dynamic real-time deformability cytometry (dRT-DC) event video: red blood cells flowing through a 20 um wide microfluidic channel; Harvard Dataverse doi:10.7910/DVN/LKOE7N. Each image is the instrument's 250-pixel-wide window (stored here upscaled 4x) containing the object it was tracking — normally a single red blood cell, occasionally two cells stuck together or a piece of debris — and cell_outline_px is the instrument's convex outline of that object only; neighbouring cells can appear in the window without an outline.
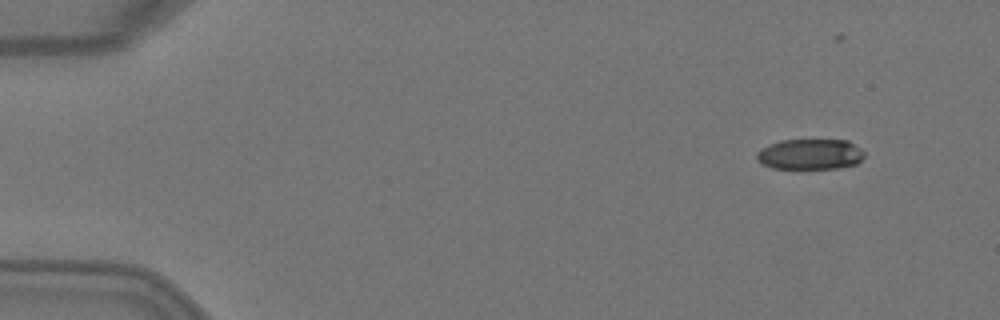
{"species": "Egyptian fruit bat (a non-hibernating species)", "species_latin": "Rousettus aegyptiacus", "temperature_condition": "warm", "stored_images_in_passage": 5, "segment_of_instrument_passage": [1, 2], "camera_frame_rate_fps": 3000, "um_per_image_px": 0.085, "animal": {"sex": "female"}, "frame": {"image": 1, "passage_image": 1, "time_ms": 0.0, "image_size_px": [1000, 320], "cell_outline_px": [[864, 156], [856, 164], [836, 168], [772, 168], [760, 164], [756, 160], [756, 152], [760, 148], [768, 144], [780, 140], [848, 140], [860, 148], [864, 152]], "centroid_in_image_um": [68.8, 13.1], "position_along_channel_um": 16.2, "area_um2": 19.31}}
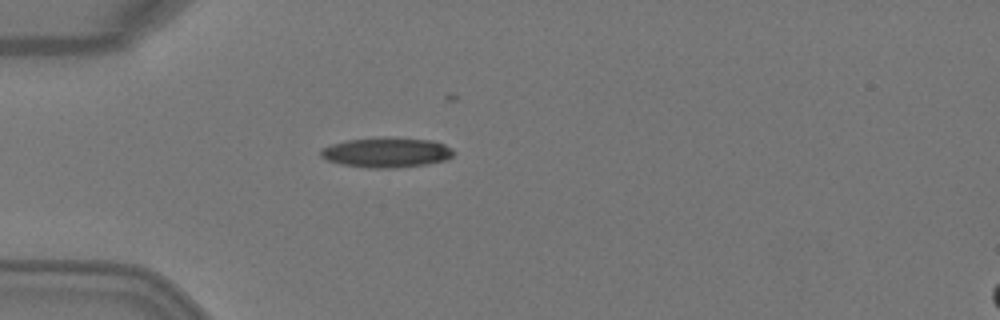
{"frame": {"image": 2, "passage_image": 4, "time_ms": 1.0, "image_size_px": [1000, 320], "cell_outline_px": [[452, 156], [448, 160], [428, 164], [396, 168], [368, 168], [340, 164], [328, 160], [320, 156], [320, 148], [344, 140], [432, 140], [444, 144], [452, 148]], "centroid_in_image_um": [32.84, 13.01], "position_along_channel_um": 52.2, "area_um2": 22.37}}